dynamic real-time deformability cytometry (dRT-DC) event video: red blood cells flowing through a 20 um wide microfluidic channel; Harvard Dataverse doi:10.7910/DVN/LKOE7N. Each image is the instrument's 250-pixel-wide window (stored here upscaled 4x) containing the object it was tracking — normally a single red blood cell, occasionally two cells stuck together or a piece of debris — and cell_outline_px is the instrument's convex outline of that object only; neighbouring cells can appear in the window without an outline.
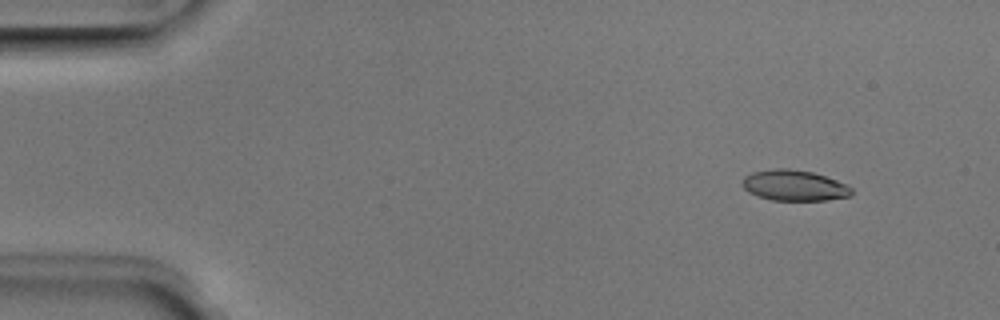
{"species": "Egyptian fruit bat (a non-hibernating species)", "species_latin": "Rousettus aegyptiacus", "temperature_condition": "room temperature", "stored_images_in_passage": 8, "camera_frame_rate_fps": 3000, "um_per_image_px": 0.085, "animal": {"sex": "male"}, "frame": {"image": 1, "passage_image": 1, "time_ms": 0.0, "image_size_px": [1000, 320], "cell_outline_px": [[852, 196], [828, 200], [772, 200], [756, 196], [748, 192], [740, 184], [744, 176], [752, 172], [772, 168], [788, 168], [812, 172], [848, 184], [852, 188]], "centroid_in_image_um": [67.49, 15.76], "position_along_channel_um": 17.5, "area_um2": 19.83}}
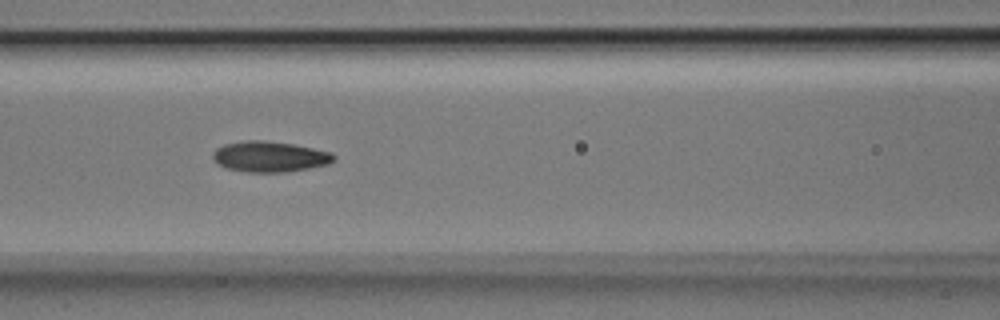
{"frame": {"image": 2, "passage_image": 6, "time_ms": 1.667, "image_size_px": [1000, 320], "cell_outline_px": [[336, 160], [328, 164], [288, 172], [244, 172], [224, 168], [216, 164], [212, 156], [212, 152], [216, 148], [224, 144], [244, 140], [264, 140], [292, 144], [332, 152], [336, 156]], "centroid_in_image_um": [22.89, 13.32], "position_along_channel_um": 143.7, "area_um2": 21.91}}
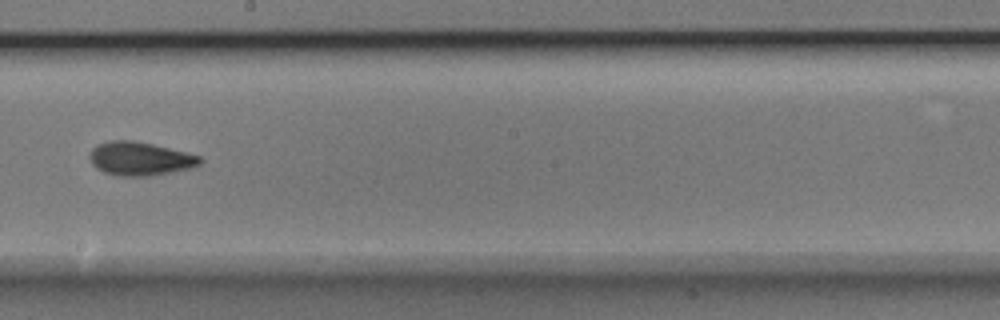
{"frame": {"image": 3, "passage_image": 8, "time_ms": 2.333, "image_size_px": [1000, 320], "cell_outline_px": [[204, 160], [200, 164], [192, 168], [148, 176], [116, 176], [104, 172], [96, 168], [92, 164], [88, 156], [92, 148], [96, 144], [108, 140], [132, 140], [152, 144], [188, 152], [200, 156]], "centroid_in_image_um": [11.88, 13.48], "position_along_channel_um": 236.3, "area_um2": 21.85}}